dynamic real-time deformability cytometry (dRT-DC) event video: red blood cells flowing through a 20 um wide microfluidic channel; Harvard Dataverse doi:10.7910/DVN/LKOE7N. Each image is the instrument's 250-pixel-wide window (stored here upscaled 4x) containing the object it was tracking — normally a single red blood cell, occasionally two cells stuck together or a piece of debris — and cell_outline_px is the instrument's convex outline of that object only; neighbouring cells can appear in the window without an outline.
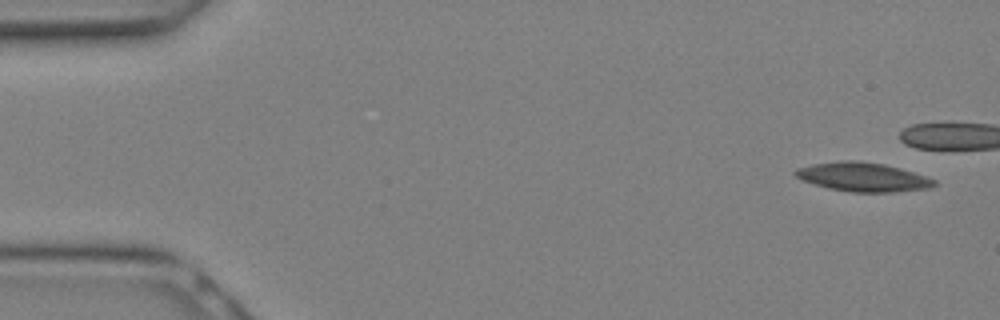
{"species": "Egyptian fruit bat (a non-hibernating species)", "species_latin": "Rousettus aegyptiacus", "temperature_condition": "warm", "stored_images_in_passage": 14, "camera_frame_rate_fps": 3000, "um_per_image_px": 0.085, "animal": {"sex": "female"}, "frame": {"image": 1, "passage_image": 1, "time_ms": 0.0, "image_size_px": [1000, 320], "cell_outline_px": [[936, 184], [928, 188], [896, 192], [852, 192], [828, 188], [800, 180], [792, 172], [796, 168], [812, 164], [840, 160], [860, 160], [884, 164], [900, 168], [936, 180]], "centroid_in_image_um": [73.29, 15.04], "position_along_channel_um": 11.7, "area_um2": 23.52}}